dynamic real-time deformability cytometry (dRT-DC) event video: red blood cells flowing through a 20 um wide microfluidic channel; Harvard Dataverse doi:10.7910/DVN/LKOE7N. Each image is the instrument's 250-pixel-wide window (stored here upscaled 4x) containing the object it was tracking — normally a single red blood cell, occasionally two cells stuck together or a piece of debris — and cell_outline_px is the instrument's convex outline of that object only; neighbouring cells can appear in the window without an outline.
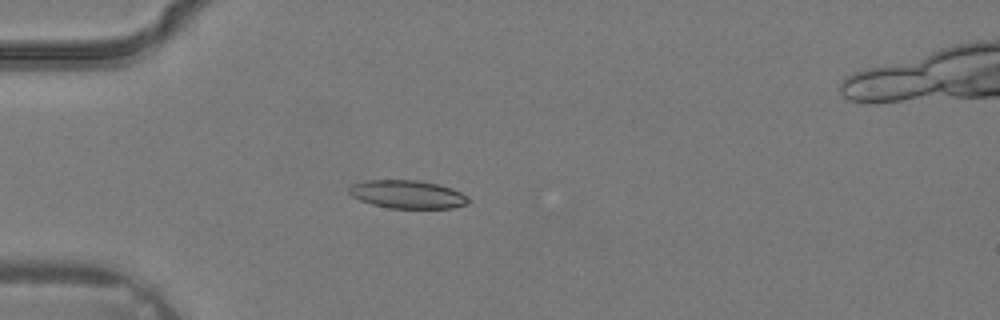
{"species": "common noctule bat (a hibernating species)", "species_latin": "Nyctalus noctula", "temperature_condition": "warm", "stored_images_in_passage": 5, "camera_frame_rate_fps": 3000, "um_per_image_px": 0.085, "animal": {"sex": "male", "body_mass_g": 19.2, "forearm_length_mm": 51.8}, "frame": {"image": 1, "passage_image": 4, "time_ms": 1.0, "image_size_px": [1000, 320], "cell_outline_px": [[472, 200], [468, 204], [452, 208], [388, 208], [372, 204], [360, 200], [352, 196], [348, 192], [348, 188], [352, 184], [368, 180], [416, 180], [436, 184], [452, 188], [468, 196]], "centroid_in_image_um": [34.65, 16.52], "position_along_channel_um": 50.3, "area_um2": 19.65}}